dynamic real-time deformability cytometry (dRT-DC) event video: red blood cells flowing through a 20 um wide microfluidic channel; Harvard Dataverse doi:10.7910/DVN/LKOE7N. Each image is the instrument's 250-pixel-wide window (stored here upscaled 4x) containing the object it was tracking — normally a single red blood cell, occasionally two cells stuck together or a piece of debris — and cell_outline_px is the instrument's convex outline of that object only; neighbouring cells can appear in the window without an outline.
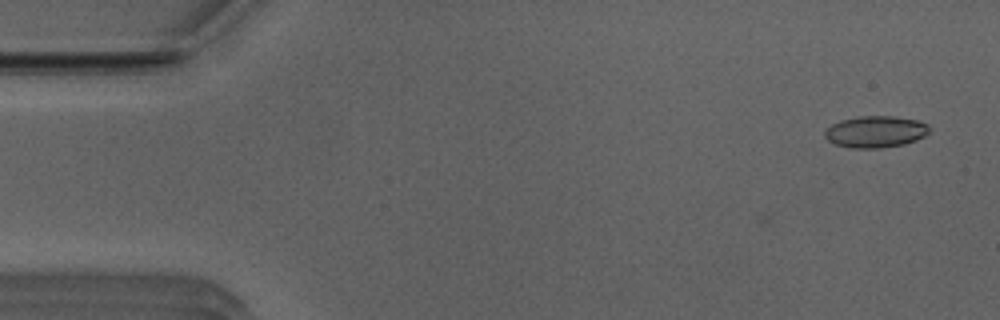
{"species": "Egyptian fruit bat (a non-hibernating species)", "species_latin": "Rousettus aegyptiacus", "temperature_condition": "room temperature", "stored_images_in_passage": 50, "camera_frame_rate_fps": 3000, "um_per_image_px": 0.085, "animal": {"sex": "male"}, "frame": {"image": 1, "passage_image": 1, "time_ms": 0.0, "image_size_px": [1000, 320], "cell_outline_px": [[928, 132], [924, 136], [916, 140], [904, 144], [880, 148], [848, 148], [836, 144], [828, 140], [824, 136], [824, 132], [832, 124], [840, 120], [860, 116], [896, 116], [916, 120], [928, 124]], "centroid_in_image_um": [74.4, 11.2], "position_along_channel_um": 10.6, "area_um2": 19.25}}
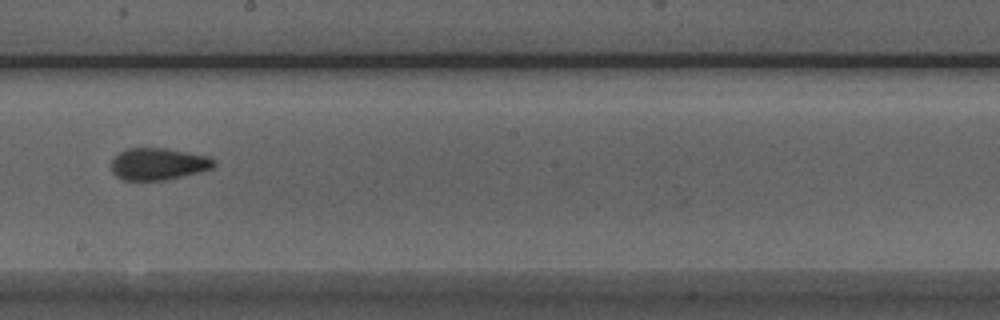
{"frame": {"image": 2, "passage_image": 27, "time_ms": 8.667, "image_size_px": [1000, 320], "cell_outline_px": [[216, 164], [212, 168], [164, 180], [124, 180], [116, 176], [112, 172], [112, 160], [120, 152], [128, 148], [164, 148], [208, 156], [216, 160]], "centroid_in_image_um": [13.44, 13.93], "position_along_channel_um": 234.8, "area_um2": 18.84}}
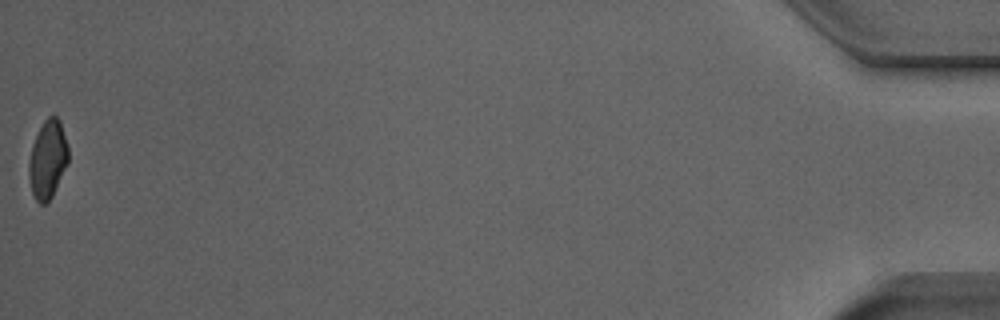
{"frame": {"image": 3, "passage_image": 50, "time_ms": 16.333, "image_size_px": [1000, 320], "cell_outline_px": [[68, 164], [52, 196], [44, 204], [40, 204], [36, 200], [32, 192], [28, 176], [28, 164], [32, 144], [44, 120], [48, 116], [56, 116], [60, 120], [68, 148]], "centroid_in_image_um": [4.05, 13.55], "position_along_channel_um": 431.1, "area_um2": 17.92}, "authors_computed_cell_mechanics": {"area_um2": 18.9295, "velocity_mm_per_s": 3.9593, "shape_relaxation_time_tau1_ms": null, "shape_relaxation_time_tau2_ms": 2.1281, "deformation_change_tau1": null, "deformation_change_tau2": 0.0761}}